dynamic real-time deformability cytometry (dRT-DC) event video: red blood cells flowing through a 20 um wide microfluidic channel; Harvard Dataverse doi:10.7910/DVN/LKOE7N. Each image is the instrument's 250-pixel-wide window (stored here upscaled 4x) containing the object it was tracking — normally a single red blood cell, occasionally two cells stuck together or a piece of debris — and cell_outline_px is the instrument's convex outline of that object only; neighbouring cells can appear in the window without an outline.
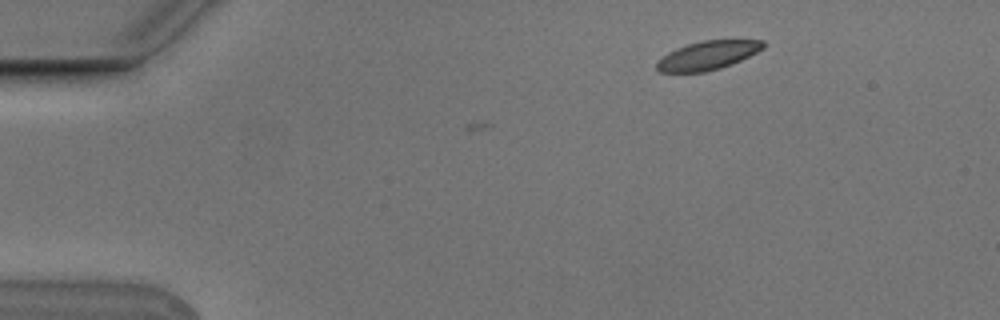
{"species": "Egyptian fruit bat (a non-hibernating species)", "species_latin": "Rousettus aegyptiacus", "temperature_condition": "cold", "stored_images_in_passage": 2, "camera_frame_rate_fps": 3000, "um_per_image_px": 0.085, "animal": {"sex": "male"}, "frame": {"image": 1, "passage_image": 2, "time_ms": 0.333, "image_size_px": [1000, 320], "cell_outline_px": [[764, 48], [732, 64], [720, 68], [704, 72], [660, 72], [656, 68], [656, 64], [668, 52], [676, 48], [700, 40], [764, 40]], "centroid_in_image_um": [60.15, 4.7], "position_along_channel_um": 24.8, "area_um2": 17.63}}